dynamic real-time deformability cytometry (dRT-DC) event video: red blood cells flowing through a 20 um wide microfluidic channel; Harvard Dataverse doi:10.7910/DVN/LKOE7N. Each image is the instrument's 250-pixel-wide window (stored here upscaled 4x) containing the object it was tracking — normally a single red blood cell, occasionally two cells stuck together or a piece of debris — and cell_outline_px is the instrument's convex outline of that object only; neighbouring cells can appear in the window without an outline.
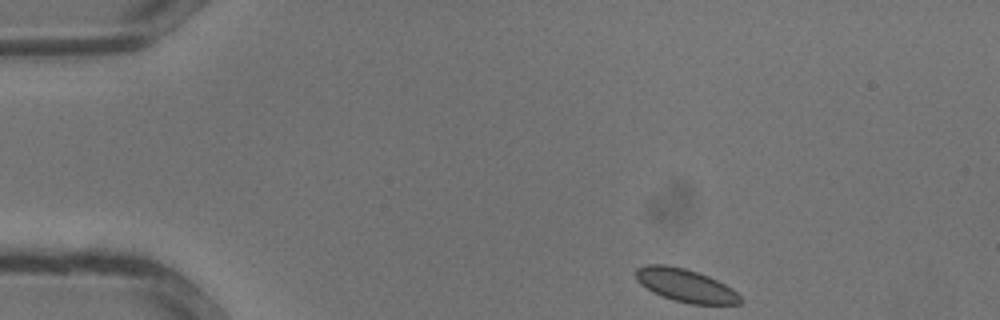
{"species": "common noctule bat (a hibernating species)", "species_latin": "Nyctalus noctula", "temperature_condition": "warm", "stored_images_in_passage": 30, "camera_frame_rate_fps": 3000, "um_per_image_px": 0.085, "animal": {"sex": "male", "body_mass_g": 13.3}, "frame": {"image": 1, "passage_image": 1, "time_ms": 0.0, "image_size_px": [1000, 320], "cell_outline_px": [[744, 300], [740, 304], [688, 304], [672, 300], [652, 292], [640, 284], [636, 280], [636, 268], [644, 264], [664, 264], [684, 268], [708, 276], [732, 288]], "centroid_in_image_um": [58.25, 24.26], "position_along_channel_um": 26.8, "area_um2": 20.23}}
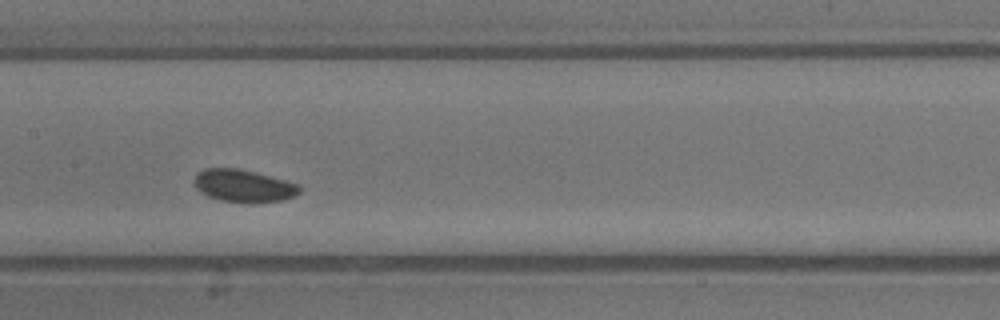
{"frame": {"image": 2, "passage_image": 13, "time_ms": 4.0, "image_size_px": [1000, 320], "cell_outline_px": [[300, 192], [284, 200], [220, 200], [208, 196], [200, 192], [196, 188], [196, 176], [204, 168], [240, 168], [256, 172], [300, 184]], "centroid_in_image_um": [20.71, 15.74], "position_along_channel_um": 186.7, "area_um2": 19.13}}
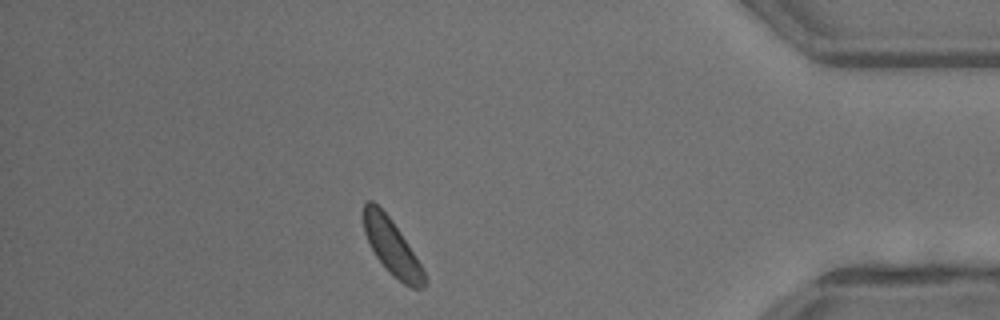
{"frame": {"image": 3, "passage_image": 26, "time_ms": 8.333, "image_size_px": [1000, 320], "cell_outline_px": [[428, 280], [420, 288], [412, 288], [404, 284], [388, 272], [376, 256], [364, 232], [364, 200], [372, 200], [388, 216], [400, 232], [408, 244], [420, 264]], "centroid_in_image_um": [33.3, 21.01], "position_along_channel_um": 401.9, "area_um2": 19.25}}